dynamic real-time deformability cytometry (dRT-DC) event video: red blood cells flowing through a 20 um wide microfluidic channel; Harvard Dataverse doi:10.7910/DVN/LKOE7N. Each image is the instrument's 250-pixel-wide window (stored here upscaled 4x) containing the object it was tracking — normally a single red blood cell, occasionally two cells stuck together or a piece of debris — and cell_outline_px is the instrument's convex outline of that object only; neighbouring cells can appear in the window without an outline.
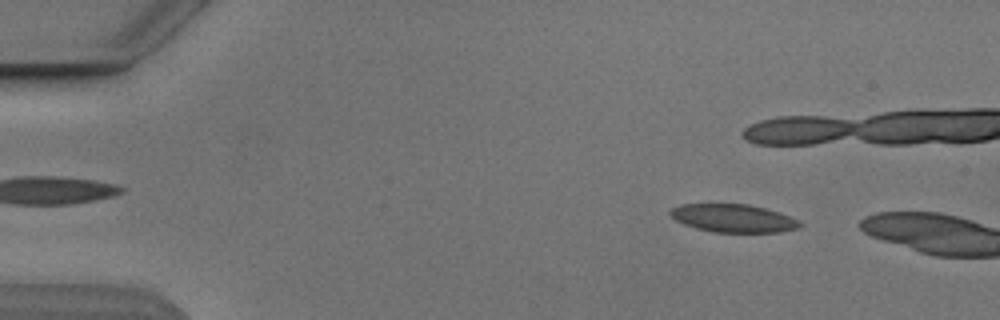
{"species": "Egyptian fruit bat (a non-hibernating species)", "species_latin": "Rousettus aegyptiacus", "temperature_condition": "cold", "stored_images_in_passage": 2, "camera_frame_rate_fps": 3000, "um_per_image_px": 0.085, "animal": {"sex": "male"}, "frame": {"image": 1, "passage_image": 1, "time_ms": 0.0, "image_size_px": [1000, 320], "cell_outline_px": [[804, 224], [800, 228], [780, 232], [716, 232], [696, 228], [684, 224], [676, 220], [668, 212], [672, 208], [680, 204], [748, 204], [764, 208], [800, 220]], "centroid_in_image_um": [62.35, 18.55], "position_along_channel_um": 22.7, "area_um2": 21.1}}